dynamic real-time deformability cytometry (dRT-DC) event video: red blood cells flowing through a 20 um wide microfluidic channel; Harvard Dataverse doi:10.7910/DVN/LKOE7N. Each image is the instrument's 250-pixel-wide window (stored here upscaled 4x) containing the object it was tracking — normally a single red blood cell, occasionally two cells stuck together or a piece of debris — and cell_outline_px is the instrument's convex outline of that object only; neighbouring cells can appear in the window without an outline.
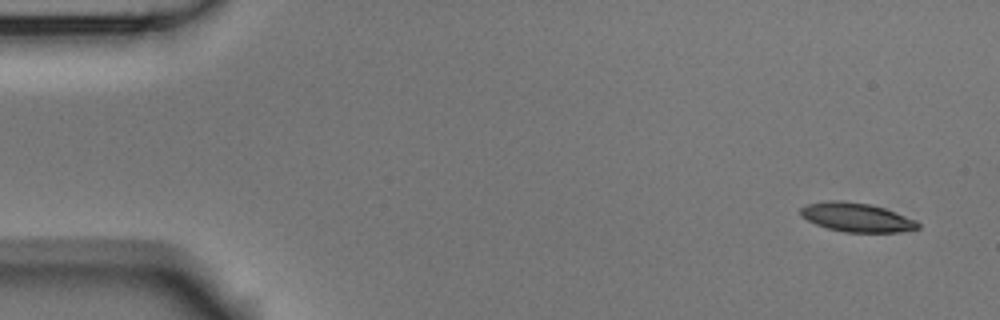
{"species": "Egyptian fruit bat (a non-hibernating species)", "species_latin": "Rousettus aegyptiacus", "temperature_condition": "room temperature", "stored_images_in_passage": 6, "camera_frame_rate_fps": 3000, "um_per_image_px": 0.085, "animal": {"sex": "male"}, "frame": {"image": 1, "passage_image": 1, "time_ms": 0.0, "image_size_px": [1000, 320], "cell_outline_px": [[920, 228], [900, 232], [844, 232], [828, 228], [816, 224], [800, 216], [800, 208], [808, 204], [828, 200], [840, 200], [868, 204], [884, 208], [916, 220], [920, 224]], "centroid_in_image_um": [72.81, 18.47], "position_along_channel_um": 12.2, "area_um2": 19.71}}
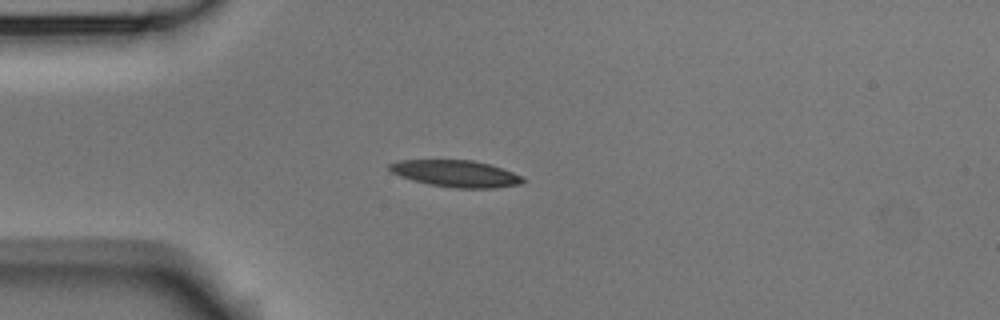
{"frame": {"image": 2, "passage_image": 4, "time_ms": 1.0, "image_size_px": [1000, 320], "cell_outline_px": [[524, 180], [520, 184], [496, 188], [456, 188], [428, 184], [412, 180], [400, 176], [392, 172], [388, 168], [388, 164], [396, 160], [472, 160], [488, 164], [524, 176]], "centroid_in_image_um": [38.72, 14.75], "position_along_channel_um": 46.3, "area_um2": 20.75}}
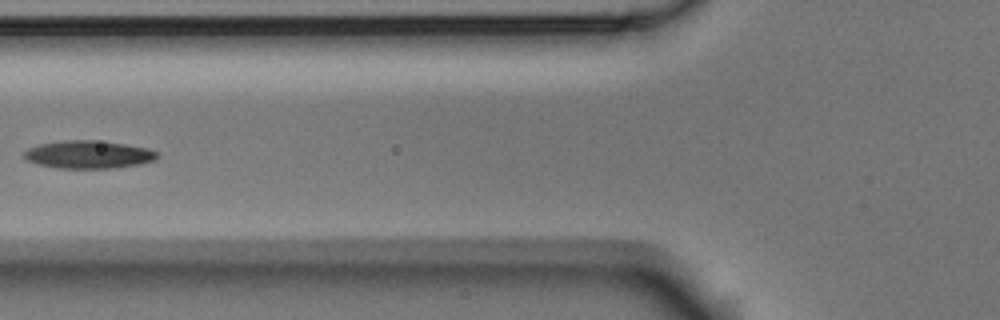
{"frame": {"image": 3, "passage_image": 6, "time_ms": 1.667, "image_size_px": [1000, 320], "cell_outline_px": [[160, 156], [156, 160], [140, 164], [116, 168], [60, 168], [40, 164], [24, 160], [24, 152], [28, 148], [40, 144], [60, 140], [96, 140], [124, 144], [148, 148], [160, 152]], "centroid_in_image_um": [7.57, 13.13], "position_along_channel_um": 118.2, "area_um2": 21.79}}